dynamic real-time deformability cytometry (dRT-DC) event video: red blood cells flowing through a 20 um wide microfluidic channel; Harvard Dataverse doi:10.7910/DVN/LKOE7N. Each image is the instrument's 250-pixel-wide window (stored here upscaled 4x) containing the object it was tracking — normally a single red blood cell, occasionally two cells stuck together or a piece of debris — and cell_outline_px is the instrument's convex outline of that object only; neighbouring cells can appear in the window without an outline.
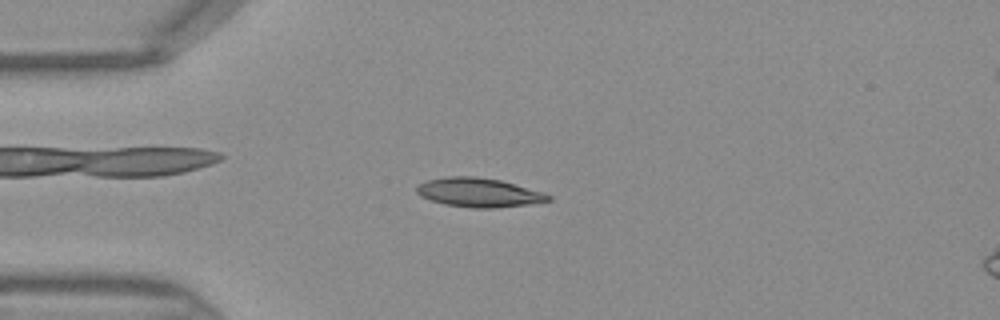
{"species": "Egyptian fruit bat (a non-hibernating species)", "species_latin": "Rousettus aegyptiacus", "temperature_condition": "warm", "stored_images_in_passage": 45, "camera_frame_rate_fps": 3000, "um_per_image_px": 0.085, "frame": {"image": 1, "passage_image": 11, "time_ms": 3.333, "image_size_px": [1000, 320], "cell_outline_px": [[552, 200], [528, 204], [496, 208], [472, 208], [444, 204], [420, 196], [416, 192], [416, 188], [420, 184], [428, 180], [448, 176], [476, 176], [500, 180], [544, 192], [552, 196]], "centroid_in_image_um": [40.72, 16.36], "position_along_channel_um": 44.3, "area_um2": 22.25}}
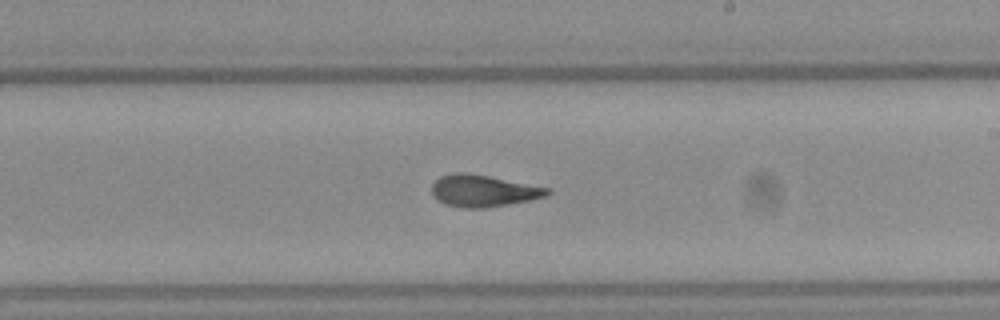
{"frame": {"image": 2, "passage_image": 26, "time_ms": 8.333, "image_size_px": [1000, 320], "cell_outline_px": [[552, 192], [544, 196], [528, 200], [488, 208], [464, 208], [444, 204], [432, 196], [432, 184], [440, 176], [452, 172], [468, 172], [552, 188]], "centroid_in_image_um": [41.06, 16.21], "position_along_channel_um": 247.9, "area_um2": 21.62}}
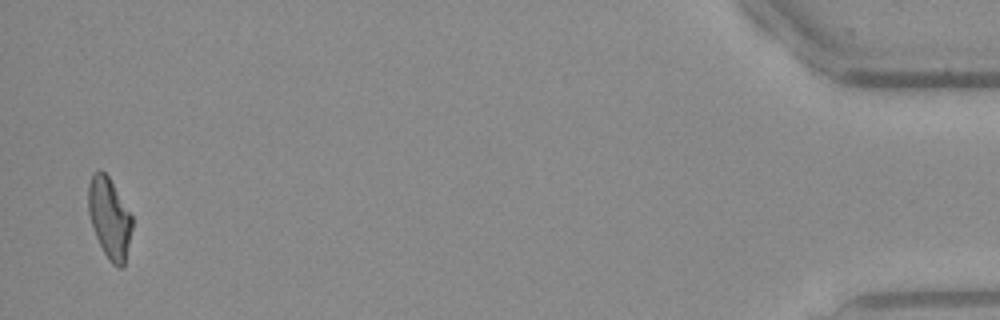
{"frame": {"image": 3, "passage_image": 44, "time_ms": 14.333, "image_size_px": [1000, 320], "cell_outline_px": [[132, 228], [124, 268], [116, 268], [108, 260], [96, 236], [88, 212], [88, 184], [92, 172], [100, 168], [108, 176], [132, 216]], "centroid_in_image_um": [9.29, 18.54], "position_along_channel_um": 425.9, "area_um2": 20.63}}